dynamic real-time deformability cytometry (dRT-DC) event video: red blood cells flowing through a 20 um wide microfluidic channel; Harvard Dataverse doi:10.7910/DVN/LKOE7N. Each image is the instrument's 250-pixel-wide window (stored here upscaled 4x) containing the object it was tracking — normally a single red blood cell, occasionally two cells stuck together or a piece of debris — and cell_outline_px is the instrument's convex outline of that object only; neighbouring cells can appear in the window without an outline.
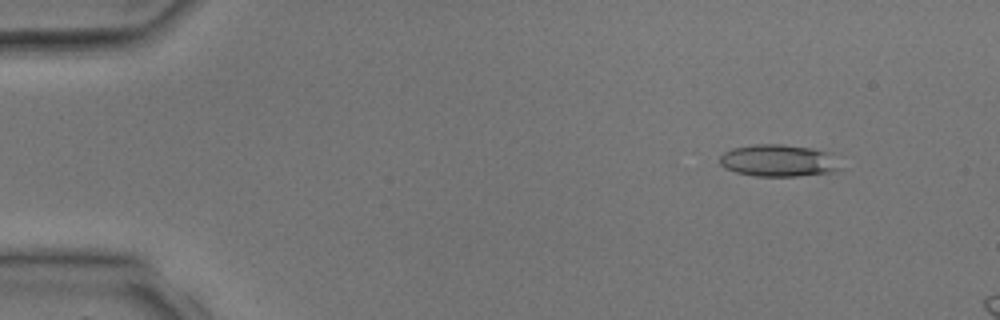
{"species": "common noctule bat (a hibernating species)", "species_latin": "Nyctalus noctula", "temperature_condition": "room temperature", "stored_images_in_passage": 3, "camera_frame_rate_fps": 3000, "um_per_image_px": 0.085, "animal": {"sex": "male", "body_mass_g": 17.9, "forearm_length_mm": 54.2}, "frame": {"image": 1, "passage_image": 2, "time_ms": 1.333, "image_size_px": [1000, 320], "cell_outline_px": [[844, 168], [836, 172], [796, 176], [756, 176], [736, 172], [724, 168], [720, 164], [720, 156], [724, 152], [732, 148], [752, 144], [784, 144], [812, 148], [828, 152]], "centroid_in_image_um": [66.18, 13.65], "position_along_channel_um": 18.8, "area_um2": 22.77}}